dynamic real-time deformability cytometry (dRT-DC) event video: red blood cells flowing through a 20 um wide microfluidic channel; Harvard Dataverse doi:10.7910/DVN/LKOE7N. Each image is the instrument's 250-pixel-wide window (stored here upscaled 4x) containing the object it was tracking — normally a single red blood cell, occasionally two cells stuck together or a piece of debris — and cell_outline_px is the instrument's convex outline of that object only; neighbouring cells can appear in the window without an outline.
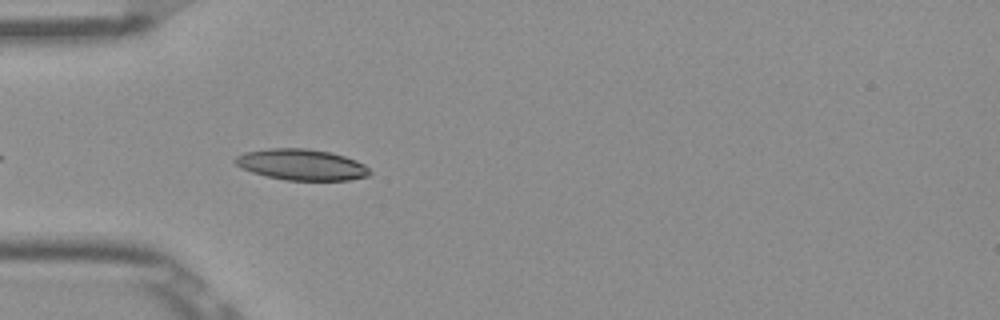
{"species": "Egyptian fruit bat (a non-hibernating species)", "species_latin": "Rousettus aegyptiacus", "temperature_condition": "room temperature", "stored_images_in_passage": 13, "camera_frame_rate_fps": 3000, "um_per_image_px": 0.085, "frame": {"image": 1, "passage_image": 4, "time_ms": 1.0, "image_size_px": [1000, 320], "cell_outline_px": [[372, 172], [368, 176], [348, 180], [284, 180], [252, 172], [240, 168], [232, 160], [236, 156], [244, 152], [268, 148], [308, 148], [332, 152], [356, 160], [364, 164]], "centroid_in_image_um": [25.61, 13.98], "position_along_channel_um": 59.4, "area_um2": 24.51}}